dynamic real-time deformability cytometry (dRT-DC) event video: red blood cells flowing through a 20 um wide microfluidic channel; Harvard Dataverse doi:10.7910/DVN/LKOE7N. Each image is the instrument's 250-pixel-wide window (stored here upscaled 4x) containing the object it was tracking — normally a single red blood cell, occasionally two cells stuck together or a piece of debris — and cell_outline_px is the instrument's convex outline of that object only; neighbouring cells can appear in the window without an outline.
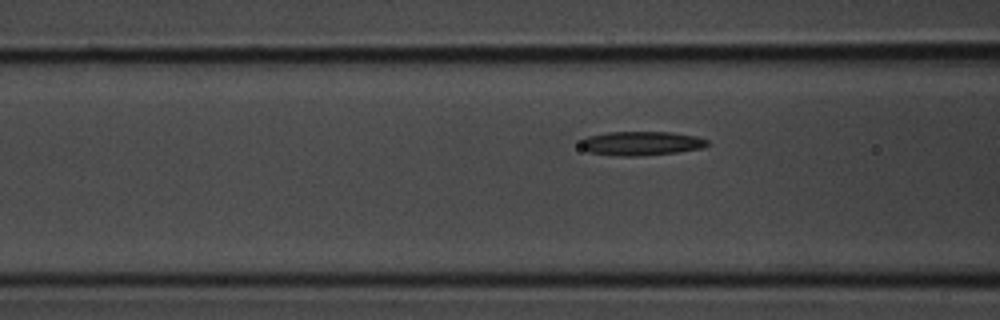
{"species": "common noctule bat (a hibernating species)", "species_latin": "Nyctalus noctula", "temperature_condition": "room temperature", "stored_images_in_passage": 5, "camera_frame_rate_fps": 3000, "um_per_image_px": 0.085, "animal": {"sex": "male", "body_mass_g": 20.1, "forearm_length_mm": 53.5}, "frame": {"image": 1, "passage_image": 5, "time_ms": 1.333, "image_size_px": [1000, 320], "cell_outline_px": [[708, 144], [700, 148], [676, 152], [640, 156], [620, 156], [588, 152], [580, 148], [580, 140], [588, 136], [608, 132], [672, 132], [696, 136], [708, 140]], "centroid_in_image_um": [54.45, 12.18], "position_along_channel_um": 112.2, "area_um2": 17.74}}